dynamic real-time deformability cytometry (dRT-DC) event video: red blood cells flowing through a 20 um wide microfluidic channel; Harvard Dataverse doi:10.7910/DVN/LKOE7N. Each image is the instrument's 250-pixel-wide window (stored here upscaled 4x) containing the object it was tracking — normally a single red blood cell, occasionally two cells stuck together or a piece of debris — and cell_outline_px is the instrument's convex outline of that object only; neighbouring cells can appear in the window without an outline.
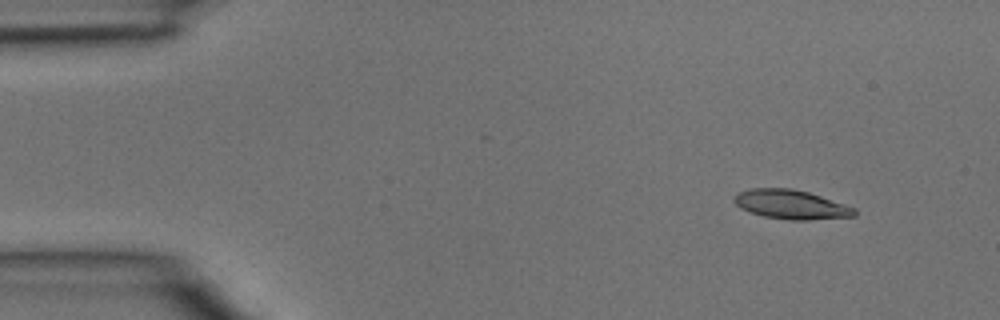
{"species": "common noctule bat (a hibernating species)", "species_latin": "Nyctalus noctula", "temperature_condition": "room temperature", "stored_images_in_passage": 3, "camera_frame_rate_fps": 3000, "um_per_image_px": 0.085, "animal": {"sex": "male", "body_mass_g": 15.6}, "frame": {"image": 1, "passage_image": 1, "time_ms": 0.0, "image_size_px": [1000, 320], "cell_outline_px": [[856, 216], [808, 220], [792, 220], [764, 216], [740, 208], [732, 200], [740, 192], [752, 188], [792, 188], [808, 192], [856, 208]], "centroid_in_image_um": [67.26, 17.38], "position_along_channel_um": 17.7, "area_um2": 20.23}}
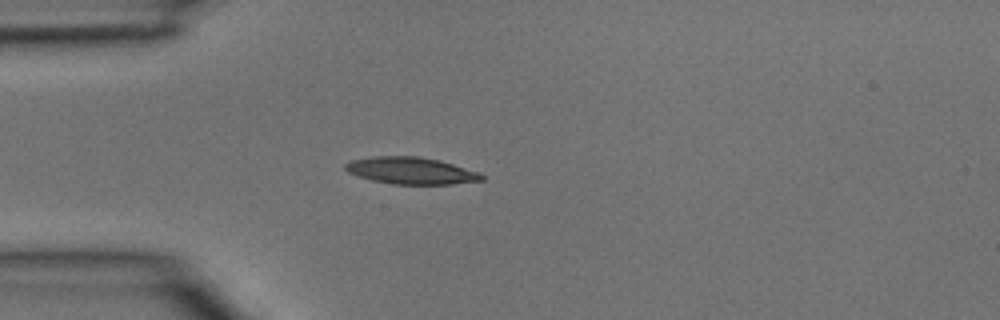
{"frame": {"image": 2, "passage_image": 3, "time_ms": 0.667, "image_size_px": [1000, 320], "cell_outline_px": [[484, 180], [452, 184], [392, 184], [372, 180], [348, 172], [344, 168], [344, 164], [352, 160], [372, 156], [420, 156], [440, 160], [480, 172], [484, 176]], "centroid_in_image_um": [34.96, 14.5], "position_along_channel_um": 50.0, "area_um2": 21.44}}